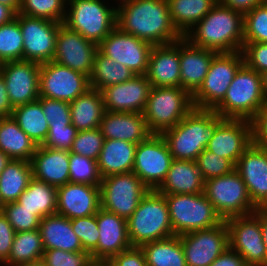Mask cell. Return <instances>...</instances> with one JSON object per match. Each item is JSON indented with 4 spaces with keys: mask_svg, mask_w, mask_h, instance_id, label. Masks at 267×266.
Wrapping results in <instances>:
<instances>
[{
    "mask_svg": "<svg viewBox=\"0 0 267 266\" xmlns=\"http://www.w3.org/2000/svg\"><path fill=\"white\" fill-rule=\"evenodd\" d=\"M244 63L258 73L267 71V43H243Z\"/></svg>",
    "mask_w": 267,
    "mask_h": 266,
    "instance_id": "f5cc1de1",
    "label": "cell"
},
{
    "mask_svg": "<svg viewBox=\"0 0 267 266\" xmlns=\"http://www.w3.org/2000/svg\"><path fill=\"white\" fill-rule=\"evenodd\" d=\"M18 202L23 208L34 211L40 219L54 215L57 209V188L32 178Z\"/></svg>",
    "mask_w": 267,
    "mask_h": 266,
    "instance_id": "d590c367",
    "label": "cell"
},
{
    "mask_svg": "<svg viewBox=\"0 0 267 266\" xmlns=\"http://www.w3.org/2000/svg\"><path fill=\"white\" fill-rule=\"evenodd\" d=\"M15 233L16 231L9 223L7 217L3 212L0 213V264L3 266L11 253Z\"/></svg>",
    "mask_w": 267,
    "mask_h": 266,
    "instance_id": "11a10c76",
    "label": "cell"
},
{
    "mask_svg": "<svg viewBox=\"0 0 267 266\" xmlns=\"http://www.w3.org/2000/svg\"><path fill=\"white\" fill-rule=\"evenodd\" d=\"M224 119L214 110L193 108L179 123L161 135L173 159L196 161Z\"/></svg>",
    "mask_w": 267,
    "mask_h": 266,
    "instance_id": "3957f363",
    "label": "cell"
},
{
    "mask_svg": "<svg viewBox=\"0 0 267 266\" xmlns=\"http://www.w3.org/2000/svg\"><path fill=\"white\" fill-rule=\"evenodd\" d=\"M0 4L10 7L17 14L21 8L22 0H0Z\"/></svg>",
    "mask_w": 267,
    "mask_h": 266,
    "instance_id": "be15d7a7",
    "label": "cell"
},
{
    "mask_svg": "<svg viewBox=\"0 0 267 266\" xmlns=\"http://www.w3.org/2000/svg\"><path fill=\"white\" fill-rule=\"evenodd\" d=\"M3 208H4V203H3V201L0 198V213L3 212Z\"/></svg>",
    "mask_w": 267,
    "mask_h": 266,
    "instance_id": "89a4df30",
    "label": "cell"
},
{
    "mask_svg": "<svg viewBox=\"0 0 267 266\" xmlns=\"http://www.w3.org/2000/svg\"><path fill=\"white\" fill-rule=\"evenodd\" d=\"M71 227L78 236L83 250L92 253L97 248L99 239L97 214L72 219Z\"/></svg>",
    "mask_w": 267,
    "mask_h": 266,
    "instance_id": "c3c4849f",
    "label": "cell"
},
{
    "mask_svg": "<svg viewBox=\"0 0 267 266\" xmlns=\"http://www.w3.org/2000/svg\"><path fill=\"white\" fill-rule=\"evenodd\" d=\"M149 188L132 171L102 178L101 208L128 219Z\"/></svg>",
    "mask_w": 267,
    "mask_h": 266,
    "instance_id": "8fae6325",
    "label": "cell"
},
{
    "mask_svg": "<svg viewBox=\"0 0 267 266\" xmlns=\"http://www.w3.org/2000/svg\"><path fill=\"white\" fill-rule=\"evenodd\" d=\"M253 143L251 121L224 119L208 141L207 150L229 159L236 165L238 159Z\"/></svg>",
    "mask_w": 267,
    "mask_h": 266,
    "instance_id": "ffe728a7",
    "label": "cell"
},
{
    "mask_svg": "<svg viewBox=\"0 0 267 266\" xmlns=\"http://www.w3.org/2000/svg\"><path fill=\"white\" fill-rule=\"evenodd\" d=\"M101 181L96 160L70 152L69 182L100 186Z\"/></svg>",
    "mask_w": 267,
    "mask_h": 266,
    "instance_id": "7bdbcfd3",
    "label": "cell"
},
{
    "mask_svg": "<svg viewBox=\"0 0 267 266\" xmlns=\"http://www.w3.org/2000/svg\"><path fill=\"white\" fill-rule=\"evenodd\" d=\"M77 132L72 124L49 128L47 137L41 146L70 151Z\"/></svg>",
    "mask_w": 267,
    "mask_h": 266,
    "instance_id": "816d5d0a",
    "label": "cell"
},
{
    "mask_svg": "<svg viewBox=\"0 0 267 266\" xmlns=\"http://www.w3.org/2000/svg\"><path fill=\"white\" fill-rule=\"evenodd\" d=\"M3 214L16 232L39 229L41 219L18 201L4 204Z\"/></svg>",
    "mask_w": 267,
    "mask_h": 266,
    "instance_id": "7dc6e473",
    "label": "cell"
},
{
    "mask_svg": "<svg viewBox=\"0 0 267 266\" xmlns=\"http://www.w3.org/2000/svg\"><path fill=\"white\" fill-rule=\"evenodd\" d=\"M266 102L261 74L244 63L235 74L225 97L213 110L225 119L251 121Z\"/></svg>",
    "mask_w": 267,
    "mask_h": 266,
    "instance_id": "5b68a950",
    "label": "cell"
},
{
    "mask_svg": "<svg viewBox=\"0 0 267 266\" xmlns=\"http://www.w3.org/2000/svg\"><path fill=\"white\" fill-rule=\"evenodd\" d=\"M173 157L161 134H151L136 146L133 173L149 188L156 190L165 180Z\"/></svg>",
    "mask_w": 267,
    "mask_h": 266,
    "instance_id": "7c38bea8",
    "label": "cell"
},
{
    "mask_svg": "<svg viewBox=\"0 0 267 266\" xmlns=\"http://www.w3.org/2000/svg\"><path fill=\"white\" fill-rule=\"evenodd\" d=\"M235 170L244 181L253 205L267 208V150L252 143L238 159Z\"/></svg>",
    "mask_w": 267,
    "mask_h": 266,
    "instance_id": "7402d4cb",
    "label": "cell"
},
{
    "mask_svg": "<svg viewBox=\"0 0 267 266\" xmlns=\"http://www.w3.org/2000/svg\"><path fill=\"white\" fill-rule=\"evenodd\" d=\"M99 128L105 140H124L134 144L152 134L141 113L105 111Z\"/></svg>",
    "mask_w": 267,
    "mask_h": 266,
    "instance_id": "4316f807",
    "label": "cell"
},
{
    "mask_svg": "<svg viewBox=\"0 0 267 266\" xmlns=\"http://www.w3.org/2000/svg\"><path fill=\"white\" fill-rule=\"evenodd\" d=\"M90 87V78L55 61L40 65L39 97L72 102Z\"/></svg>",
    "mask_w": 267,
    "mask_h": 266,
    "instance_id": "5bb4252c",
    "label": "cell"
},
{
    "mask_svg": "<svg viewBox=\"0 0 267 266\" xmlns=\"http://www.w3.org/2000/svg\"><path fill=\"white\" fill-rule=\"evenodd\" d=\"M32 178L31 162L11 159L0 174V198L3 203L18 201Z\"/></svg>",
    "mask_w": 267,
    "mask_h": 266,
    "instance_id": "836d02e7",
    "label": "cell"
},
{
    "mask_svg": "<svg viewBox=\"0 0 267 266\" xmlns=\"http://www.w3.org/2000/svg\"><path fill=\"white\" fill-rule=\"evenodd\" d=\"M11 159L4 154L1 150H0V174L1 172L5 169L6 164L10 161Z\"/></svg>",
    "mask_w": 267,
    "mask_h": 266,
    "instance_id": "03108f58",
    "label": "cell"
},
{
    "mask_svg": "<svg viewBox=\"0 0 267 266\" xmlns=\"http://www.w3.org/2000/svg\"><path fill=\"white\" fill-rule=\"evenodd\" d=\"M148 266H187L180 236L152 241L141 246Z\"/></svg>",
    "mask_w": 267,
    "mask_h": 266,
    "instance_id": "8d00e7d4",
    "label": "cell"
},
{
    "mask_svg": "<svg viewBox=\"0 0 267 266\" xmlns=\"http://www.w3.org/2000/svg\"><path fill=\"white\" fill-rule=\"evenodd\" d=\"M16 17V13L5 5L0 4V25L6 24Z\"/></svg>",
    "mask_w": 267,
    "mask_h": 266,
    "instance_id": "6125c7cd",
    "label": "cell"
},
{
    "mask_svg": "<svg viewBox=\"0 0 267 266\" xmlns=\"http://www.w3.org/2000/svg\"><path fill=\"white\" fill-rule=\"evenodd\" d=\"M196 163L204 181L227 175L235 169L229 159L217 156L206 148L198 155Z\"/></svg>",
    "mask_w": 267,
    "mask_h": 266,
    "instance_id": "bcb514c9",
    "label": "cell"
},
{
    "mask_svg": "<svg viewBox=\"0 0 267 266\" xmlns=\"http://www.w3.org/2000/svg\"><path fill=\"white\" fill-rule=\"evenodd\" d=\"M136 146L124 140H104L97 160L100 176L104 178L133 171Z\"/></svg>",
    "mask_w": 267,
    "mask_h": 266,
    "instance_id": "4dcf8cb0",
    "label": "cell"
},
{
    "mask_svg": "<svg viewBox=\"0 0 267 266\" xmlns=\"http://www.w3.org/2000/svg\"><path fill=\"white\" fill-rule=\"evenodd\" d=\"M217 52L192 45L186 38L180 39L181 88L193 95L203 84L210 63Z\"/></svg>",
    "mask_w": 267,
    "mask_h": 266,
    "instance_id": "484cf974",
    "label": "cell"
},
{
    "mask_svg": "<svg viewBox=\"0 0 267 266\" xmlns=\"http://www.w3.org/2000/svg\"><path fill=\"white\" fill-rule=\"evenodd\" d=\"M127 228L132 247L175 236L165 196L157 190H149L127 219Z\"/></svg>",
    "mask_w": 267,
    "mask_h": 266,
    "instance_id": "277c9868",
    "label": "cell"
},
{
    "mask_svg": "<svg viewBox=\"0 0 267 266\" xmlns=\"http://www.w3.org/2000/svg\"><path fill=\"white\" fill-rule=\"evenodd\" d=\"M229 247L236 251L247 266H267V249L263 242L260 218L251 213L225 220Z\"/></svg>",
    "mask_w": 267,
    "mask_h": 266,
    "instance_id": "4fadbf2b",
    "label": "cell"
},
{
    "mask_svg": "<svg viewBox=\"0 0 267 266\" xmlns=\"http://www.w3.org/2000/svg\"><path fill=\"white\" fill-rule=\"evenodd\" d=\"M244 14L216 3L184 38L192 45L217 53L242 51Z\"/></svg>",
    "mask_w": 267,
    "mask_h": 266,
    "instance_id": "7a4b0ae2",
    "label": "cell"
},
{
    "mask_svg": "<svg viewBox=\"0 0 267 266\" xmlns=\"http://www.w3.org/2000/svg\"><path fill=\"white\" fill-rule=\"evenodd\" d=\"M251 126L253 143L267 150V102L251 120Z\"/></svg>",
    "mask_w": 267,
    "mask_h": 266,
    "instance_id": "db71d44e",
    "label": "cell"
},
{
    "mask_svg": "<svg viewBox=\"0 0 267 266\" xmlns=\"http://www.w3.org/2000/svg\"><path fill=\"white\" fill-rule=\"evenodd\" d=\"M68 0H22L18 14L63 23Z\"/></svg>",
    "mask_w": 267,
    "mask_h": 266,
    "instance_id": "b9f144b4",
    "label": "cell"
},
{
    "mask_svg": "<svg viewBox=\"0 0 267 266\" xmlns=\"http://www.w3.org/2000/svg\"><path fill=\"white\" fill-rule=\"evenodd\" d=\"M254 213L260 218L263 242L267 249V208H257Z\"/></svg>",
    "mask_w": 267,
    "mask_h": 266,
    "instance_id": "94428289",
    "label": "cell"
},
{
    "mask_svg": "<svg viewBox=\"0 0 267 266\" xmlns=\"http://www.w3.org/2000/svg\"><path fill=\"white\" fill-rule=\"evenodd\" d=\"M267 0H217L225 6L232 8L233 10L239 11L241 13H246L252 10L255 6L264 3Z\"/></svg>",
    "mask_w": 267,
    "mask_h": 266,
    "instance_id": "680465c9",
    "label": "cell"
},
{
    "mask_svg": "<svg viewBox=\"0 0 267 266\" xmlns=\"http://www.w3.org/2000/svg\"><path fill=\"white\" fill-rule=\"evenodd\" d=\"M19 266H46V265L42 260H40V261H36V262L22 264V265H19Z\"/></svg>",
    "mask_w": 267,
    "mask_h": 266,
    "instance_id": "a7ac6f4b",
    "label": "cell"
},
{
    "mask_svg": "<svg viewBox=\"0 0 267 266\" xmlns=\"http://www.w3.org/2000/svg\"><path fill=\"white\" fill-rule=\"evenodd\" d=\"M261 77H262V87H263L264 95L267 100V71L261 73Z\"/></svg>",
    "mask_w": 267,
    "mask_h": 266,
    "instance_id": "003e7915",
    "label": "cell"
},
{
    "mask_svg": "<svg viewBox=\"0 0 267 266\" xmlns=\"http://www.w3.org/2000/svg\"><path fill=\"white\" fill-rule=\"evenodd\" d=\"M104 136L100 128L78 131L69 152L98 160Z\"/></svg>",
    "mask_w": 267,
    "mask_h": 266,
    "instance_id": "f6af8a7d",
    "label": "cell"
},
{
    "mask_svg": "<svg viewBox=\"0 0 267 266\" xmlns=\"http://www.w3.org/2000/svg\"><path fill=\"white\" fill-rule=\"evenodd\" d=\"M244 43H267V1L244 13Z\"/></svg>",
    "mask_w": 267,
    "mask_h": 266,
    "instance_id": "ee69618b",
    "label": "cell"
},
{
    "mask_svg": "<svg viewBox=\"0 0 267 266\" xmlns=\"http://www.w3.org/2000/svg\"><path fill=\"white\" fill-rule=\"evenodd\" d=\"M116 8V26L153 46L172 44L183 37L171 21L167 0H125Z\"/></svg>",
    "mask_w": 267,
    "mask_h": 266,
    "instance_id": "6da1fadb",
    "label": "cell"
},
{
    "mask_svg": "<svg viewBox=\"0 0 267 266\" xmlns=\"http://www.w3.org/2000/svg\"><path fill=\"white\" fill-rule=\"evenodd\" d=\"M136 75L129 68L105 56L99 49L94 58L90 87L101 91L105 87L123 83Z\"/></svg>",
    "mask_w": 267,
    "mask_h": 266,
    "instance_id": "f35d334b",
    "label": "cell"
},
{
    "mask_svg": "<svg viewBox=\"0 0 267 266\" xmlns=\"http://www.w3.org/2000/svg\"><path fill=\"white\" fill-rule=\"evenodd\" d=\"M110 259L114 266H148L141 247H130Z\"/></svg>",
    "mask_w": 267,
    "mask_h": 266,
    "instance_id": "9f6ffc18",
    "label": "cell"
},
{
    "mask_svg": "<svg viewBox=\"0 0 267 266\" xmlns=\"http://www.w3.org/2000/svg\"><path fill=\"white\" fill-rule=\"evenodd\" d=\"M97 225L99 239L97 248L91 253L92 258L110 259L132 247L126 219L100 208L97 212Z\"/></svg>",
    "mask_w": 267,
    "mask_h": 266,
    "instance_id": "d4e9b609",
    "label": "cell"
},
{
    "mask_svg": "<svg viewBox=\"0 0 267 266\" xmlns=\"http://www.w3.org/2000/svg\"><path fill=\"white\" fill-rule=\"evenodd\" d=\"M91 259L88 251L66 252L60 249L44 250L42 257L46 266H88Z\"/></svg>",
    "mask_w": 267,
    "mask_h": 266,
    "instance_id": "681fc988",
    "label": "cell"
},
{
    "mask_svg": "<svg viewBox=\"0 0 267 266\" xmlns=\"http://www.w3.org/2000/svg\"><path fill=\"white\" fill-rule=\"evenodd\" d=\"M100 208V186L68 182L57 188L58 215L72 220L97 214Z\"/></svg>",
    "mask_w": 267,
    "mask_h": 266,
    "instance_id": "603a6c76",
    "label": "cell"
},
{
    "mask_svg": "<svg viewBox=\"0 0 267 266\" xmlns=\"http://www.w3.org/2000/svg\"><path fill=\"white\" fill-rule=\"evenodd\" d=\"M40 65L28 60L0 64V73L13 108L39 99Z\"/></svg>",
    "mask_w": 267,
    "mask_h": 266,
    "instance_id": "ac0fdd59",
    "label": "cell"
},
{
    "mask_svg": "<svg viewBox=\"0 0 267 266\" xmlns=\"http://www.w3.org/2000/svg\"><path fill=\"white\" fill-rule=\"evenodd\" d=\"M39 230L44 250L84 251L78 236L72 230L71 220L65 216L54 214L43 217L40 220Z\"/></svg>",
    "mask_w": 267,
    "mask_h": 266,
    "instance_id": "f546056e",
    "label": "cell"
},
{
    "mask_svg": "<svg viewBox=\"0 0 267 266\" xmlns=\"http://www.w3.org/2000/svg\"><path fill=\"white\" fill-rule=\"evenodd\" d=\"M37 147L12 116L0 118V150L10 159L30 162Z\"/></svg>",
    "mask_w": 267,
    "mask_h": 266,
    "instance_id": "d6a6232c",
    "label": "cell"
},
{
    "mask_svg": "<svg viewBox=\"0 0 267 266\" xmlns=\"http://www.w3.org/2000/svg\"><path fill=\"white\" fill-rule=\"evenodd\" d=\"M102 0H68L63 24L99 45L116 27L117 8ZM110 7V8H109Z\"/></svg>",
    "mask_w": 267,
    "mask_h": 266,
    "instance_id": "ba28073f",
    "label": "cell"
},
{
    "mask_svg": "<svg viewBox=\"0 0 267 266\" xmlns=\"http://www.w3.org/2000/svg\"><path fill=\"white\" fill-rule=\"evenodd\" d=\"M97 51L98 45L87 40L80 33L69 29L63 23L60 25L53 61L90 78Z\"/></svg>",
    "mask_w": 267,
    "mask_h": 266,
    "instance_id": "d6986e66",
    "label": "cell"
},
{
    "mask_svg": "<svg viewBox=\"0 0 267 266\" xmlns=\"http://www.w3.org/2000/svg\"><path fill=\"white\" fill-rule=\"evenodd\" d=\"M151 88L145 75H134L123 83L105 87L101 90L104 108L108 112L143 114Z\"/></svg>",
    "mask_w": 267,
    "mask_h": 266,
    "instance_id": "44dd1931",
    "label": "cell"
},
{
    "mask_svg": "<svg viewBox=\"0 0 267 266\" xmlns=\"http://www.w3.org/2000/svg\"><path fill=\"white\" fill-rule=\"evenodd\" d=\"M156 190L163 195L204 193V180L196 161L173 159L165 180Z\"/></svg>",
    "mask_w": 267,
    "mask_h": 266,
    "instance_id": "f1b7e54d",
    "label": "cell"
},
{
    "mask_svg": "<svg viewBox=\"0 0 267 266\" xmlns=\"http://www.w3.org/2000/svg\"><path fill=\"white\" fill-rule=\"evenodd\" d=\"M187 266H209L229 247V232L223 221L216 227L180 235Z\"/></svg>",
    "mask_w": 267,
    "mask_h": 266,
    "instance_id": "e0dca14e",
    "label": "cell"
},
{
    "mask_svg": "<svg viewBox=\"0 0 267 266\" xmlns=\"http://www.w3.org/2000/svg\"><path fill=\"white\" fill-rule=\"evenodd\" d=\"M153 45L117 26L102 40L98 49L115 62H119L136 75H145Z\"/></svg>",
    "mask_w": 267,
    "mask_h": 266,
    "instance_id": "2e32d148",
    "label": "cell"
},
{
    "mask_svg": "<svg viewBox=\"0 0 267 266\" xmlns=\"http://www.w3.org/2000/svg\"><path fill=\"white\" fill-rule=\"evenodd\" d=\"M204 195L223 221L254 213L257 209L244 181L235 169L227 175L204 181Z\"/></svg>",
    "mask_w": 267,
    "mask_h": 266,
    "instance_id": "9c48e42d",
    "label": "cell"
},
{
    "mask_svg": "<svg viewBox=\"0 0 267 266\" xmlns=\"http://www.w3.org/2000/svg\"><path fill=\"white\" fill-rule=\"evenodd\" d=\"M38 101L41 103L49 128L71 124L69 102L45 97H39Z\"/></svg>",
    "mask_w": 267,
    "mask_h": 266,
    "instance_id": "f907efd6",
    "label": "cell"
},
{
    "mask_svg": "<svg viewBox=\"0 0 267 266\" xmlns=\"http://www.w3.org/2000/svg\"><path fill=\"white\" fill-rule=\"evenodd\" d=\"M88 266H114L111 259L92 258Z\"/></svg>",
    "mask_w": 267,
    "mask_h": 266,
    "instance_id": "e7e4bbea",
    "label": "cell"
},
{
    "mask_svg": "<svg viewBox=\"0 0 267 266\" xmlns=\"http://www.w3.org/2000/svg\"><path fill=\"white\" fill-rule=\"evenodd\" d=\"M171 21L184 37L217 3V0H167Z\"/></svg>",
    "mask_w": 267,
    "mask_h": 266,
    "instance_id": "e575fe53",
    "label": "cell"
},
{
    "mask_svg": "<svg viewBox=\"0 0 267 266\" xmlns=\"http://www.w3.org/2000/svg\"><path fill=\"white\" fill-rule=\"evenodd\" d=\"M192 95L181 87H152L143 116L152 134L173 128L192 109Z\"/></svg>",
    "mask_w": 267,
    "mask_h": 266,
    "instance_id": "8992f818",
    "label": "cell"
},
{
    "mask_svg": "<svg viewBox=\"0 0 267 266\" xmlns=\"http://www.w3.org/2000/svg\"><path fill=\"white\" fill-rule=\"evenodd\" d=\"M209 266H247L244 259L230 247L218 256Z\"/></svg>",
    "mask_w": 267,
    "mask_h": 266,
    "instance_id": "6f0895ef",
    "label": "cell"
},
{
    "mask_svg": "<svg viewBox=\"0 0 267 266\" xmlns=\"http://www.w3.org/2000/svg\"><path fill=\"white\" fill-rule=\"evenodd\" d=\"M68 150L38 146L32 156L33 178L56 188L69 182Z\"/></svg>",
    "mask_w": 267,
    "mask_h": 266,
    "instance_id": "83f0119b",
    "label": "cell"
},
{
    "mask_svg": "<svg viewBox=\"0 0 267 266\" xmlns=\"http://www.w3.org/2000/svg\"><path fill=\"white\" fill-rule=\"evenodd\" d=\"M69 104L71 124L77 131L100 127L101 119L106 111L101 91L89 88Z\"/></svg>",
    "mask_w": 267,
    "mask_h": 266,
    "instance_id": "1f68e13d",
    "label": "cell"
},
{
    "mask_svg": "<svg viewBox=\"0 0 267 266\" xmlns=\"http://www.w3.org/2000/svg\"><path fill=\"white\" fill-rule=\"evenodd\" d=\"M13 109L9 101L6 83L0 73V118L11 117Z\"/></svg>",
    "mask_w": 267,
    "mask_h": 266,
    "instance_id": "91938a15",
    "label": "cell"
},
{
    "mask_svg": "<svg viewBox=\"0 0 267 266\" xmlns=\"http://www.w3.org/2000/svg\"><path fill=\"white\" fill-rule=\"evenodd\" d=\"M164 196L174 235L210 229L223 222L204 193Z\"/></svg>",
    "mask_w": 267,
    "mask_h": 266,
    "instance_id": "52a82bcc",
    "label": "cell"
},
{
    "mask_svg": "<svg viewBox=\"0 0 267 266\" xmlns=\"http://www.w3.org/2000/svg\"><path fill=\"white\" fill-rule=\"evenodd\" d=\"M23 35V60L46 63L53 60L56 37L62 23L16 14Z\"/></svg>",
    "mask_w": 267,
    "mask_h": 266,
    "instance_id": "9a60e30c",
    "label": "cell"
},
{
    "mask_svg": "<svg viewBox=\"0 0 267 266\" xmlns=\"http://www.w3.org/2000/svg\"><path fill=\"white\" fill-rule=\"evenodd\" d=\"M23 60V35L19 21L14 18L0 25V64Z\"/></svg>",
    "mask_w": 267,
    "mask_h": 266,
    "instance_id": "60d3db41",
    "label": "cell"
},
{
    "mask_svg": "<svg viewBox=\"0 0 267 266\" xmlns=\"http://www.w3.org/2000/svg\"><path fill=\"white\" fill-rule=\"evenodd\" d=\"M145 76L152 87H181L180 40L152 47Z\"/></svg>",
    "mask_w": 267,
    "mask_h": 266,
    "instance_id": "cb8c5ba5",
    "label": "cell"
},
{
    "mask_svg": "<svg viewBox=\"0 0 267 266\" xmlns=\"http://www.w3.org/2000/svg\"><path fill=\"white\" fill-rule=\"evenodd\" d=\"M244 64L242 51L217 53L203 84L192 95L194 108L213 110L225 97L235 74Z\"/></svg>",
    "mask_w": 267,
    "mask_h": 266,
    "instance_id": "30bf717a",
    "label": "cell"
},
{
    "mask_svg": "<svg viewBox=\"0 0 267 266\" xmlns=\"http://www.w3.org/2000/svg\"><path fill=\"white\" fill-rule=\"evenodd\" d=\"M11 116L37 146L43 144L49 124L38 100L15 107Z\"/></svg>",
    "mask_w": 267,
    "mask_h": 266,
    "instance_id": "74e56055",
    "label": "cell"
},
{
    "mask_svg": "<svg viewBox=\"0 0 267 266\" xmlns=\"http://www.w3.org/2000/svg\"><path fill=\"white\" fill-rule=\"evenodd\" d=\"M44 247L39 229L16 232L5 266H19L42 260Z\"/></svg>",
    "mask_w": 267,
    "mask_h": 266,
    "instance_id": "ab89813d",
    "label": "cell"
}]
</instances>
